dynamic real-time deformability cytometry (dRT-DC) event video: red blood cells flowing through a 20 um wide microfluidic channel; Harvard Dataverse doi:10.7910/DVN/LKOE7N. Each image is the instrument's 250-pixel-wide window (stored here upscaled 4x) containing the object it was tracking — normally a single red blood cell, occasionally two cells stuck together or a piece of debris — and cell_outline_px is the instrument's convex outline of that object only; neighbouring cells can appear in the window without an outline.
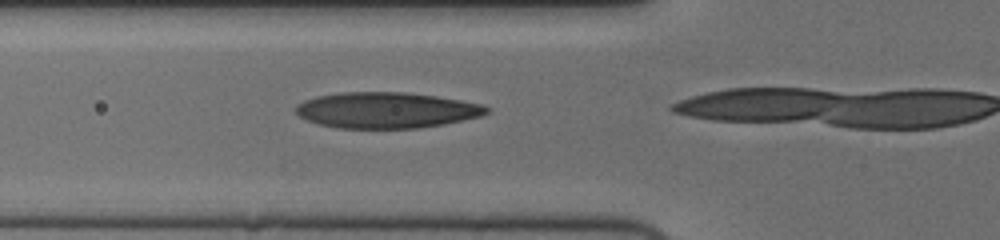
{"species": "human", "species_latin": "Homo sapiens", "temperature_condition": "cold", "stored_images_in_passage": 21, "camera_frame_rate_fps": 3000, "um_per_image_px": 0.085, "donor": {"sex": "female"}, "frame": {"image": 1, "passage_image": 14, "time_ms": 4.333, "image_size_px": [1000, 240], "cell_outline_px": [[488, 112], [480, 116], [444, 124], [420, 128], [336, 128], [316, 124], [300, 116], [296, 112], [296, 104], [304, 100], [316, 96], [340, 92], [404, 92], [436, 96], [460, 100], [480, 104], [488, 108]], "centroid_in_image_um": [32.79, 9.36], "position_along_channel_um": 93.0, "area_um2": 39.88}}
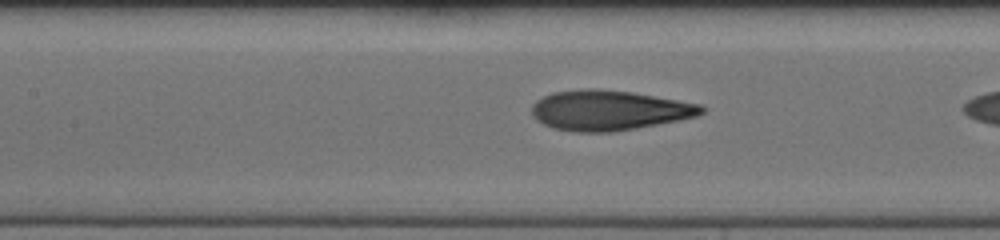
{"frame": {"image": 2, "passage_image": 19, "time_ms": 6.0, "image_size_px": [1000, 240], "cell_outline_px": [[708, 108], [704, 112], [696, 116], [636, 128], [612, 132], [576, 132], [552, 128], [536, 120], [532, 116], [532, 104], [536, 100], [552, 92], [588, 88], [592, 88], [632, 92], [700, 104]], "centroid_in_image_um": [51.73, 9.37], "position_along_channel_um": 155.7, "area_um2": 39.54}}